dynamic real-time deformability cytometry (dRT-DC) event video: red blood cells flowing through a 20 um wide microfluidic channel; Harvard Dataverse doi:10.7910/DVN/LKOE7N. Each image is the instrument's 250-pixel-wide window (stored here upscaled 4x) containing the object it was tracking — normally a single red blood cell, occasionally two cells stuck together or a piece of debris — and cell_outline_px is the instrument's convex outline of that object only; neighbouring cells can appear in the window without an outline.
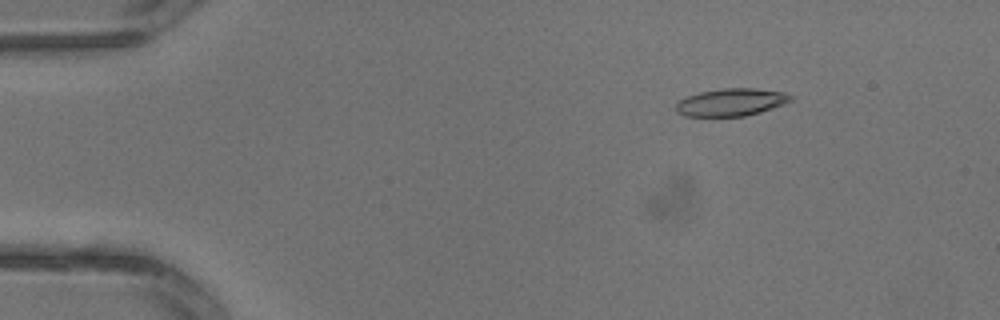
{"species": "common noctule bat (a hibernating species)", "species_latin": "Nyctalus noctula", "temperature_condition": "warm", "stored_images_in_passage": 3, "camera_frame_rate_fps": 3000, "um_per_image_px": 0.085, "animal": {"sex": "male", "body_mass_g": 13.3}, "frame": {"image": 1, "passage_image": 2, "time_ms": 0.333, "image_size_px": [1000, 320], "cell_outline_px": [[792, 100], [784, 104], [760, 112], [744, 116], [684, 116], [676, 108], [676, 104], [680, 100], [688, 96], [700, 92], [724, 88], [756, 88], [784, 92], [792, 96]], "centroid_in_image_um": [62.18, 8.68], "position_along_channel_um": 22.8, "area_um2": 18.21}}